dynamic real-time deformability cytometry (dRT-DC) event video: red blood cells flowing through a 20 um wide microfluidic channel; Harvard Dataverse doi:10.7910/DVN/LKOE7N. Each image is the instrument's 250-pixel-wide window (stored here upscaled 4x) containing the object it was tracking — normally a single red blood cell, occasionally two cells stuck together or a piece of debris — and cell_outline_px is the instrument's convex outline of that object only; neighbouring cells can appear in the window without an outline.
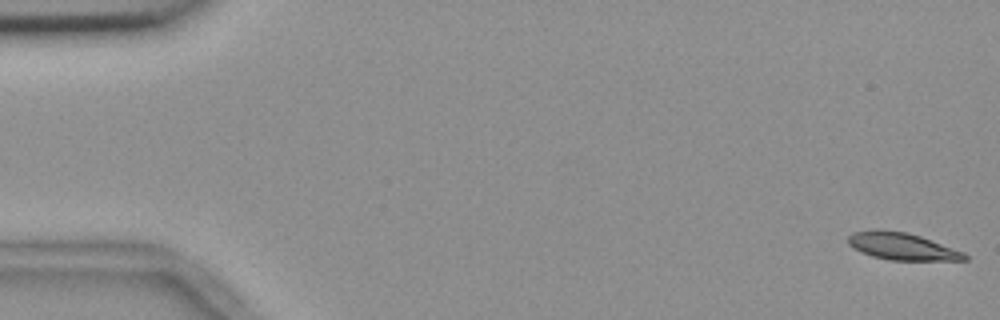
{"species": "common noctule bat (a hibernating species)", "species_latin": "Nyctalus noctula", "temperature_condition": "room temperature", "stored_images_in_passage": 27, "camera_frame_rate_fps": 3000, "um_per_image_px": 0.085, "animal": {"sex": "female", "body_mass_g": 18.4}, "frame": {"image": 1, "passage_image": 1, "time_ms": 0.0, "image_size_px": [1000, 320], "cell_outline_px": [[968, 260], [888, 260], [872, 256], [860, 252], [852, 248], [848, 244], [848, 236], [852, 232], [872, 228], [880, 228], [908, 232], [920, 236], [964, 252], [968, 256]], "centroid_in_image_um": [76.6, 20.91], "position_along_channel_um": 8.4, "area_um2": 18.79}}
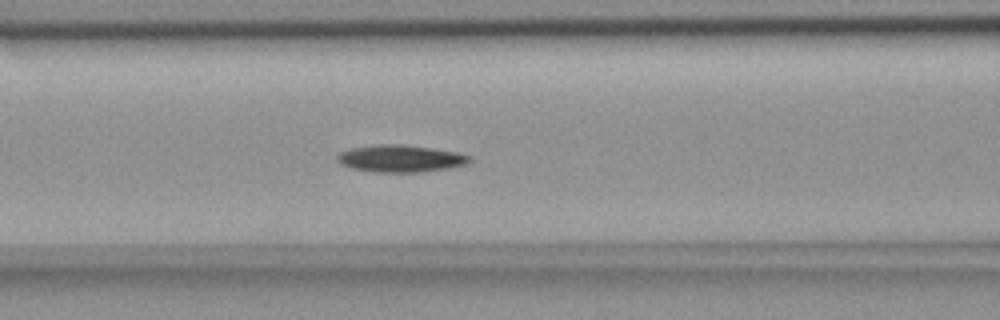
{"frame": {"image": 2, "passage_image": 23, "time_ms": 7.333, "image_size_px": [1000, 320], "cell_outline_px": [[472, 160], [468, 164], [452, 168], [416, 172], [376, 172], [352, 168], [340, 164], [336, 160], [336, 156], [340, 152], [352, 148], [376, 144], [404, 144], [432, 148], [456, 152], [472, 156]], "centroid_in_image_um": [34.07, 13.47], "position_along_channel_um": 132.5, "area_um2": 21.1}}
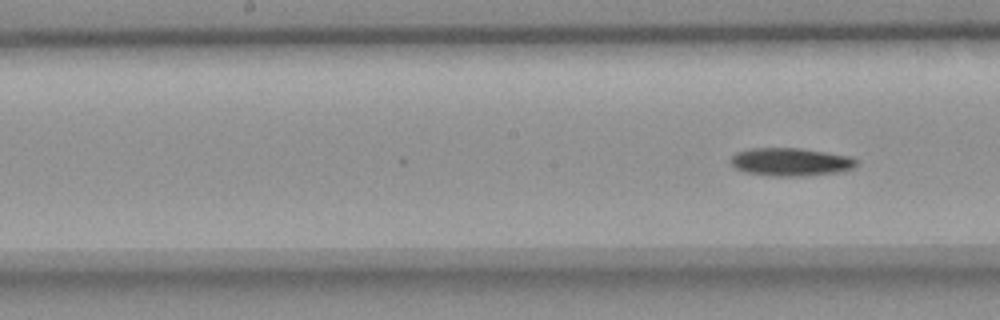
{"frame": {"image": 3, "passage_image": 27, "time_ms": 8.667, "image_size_px": [1000, 320], "cell_outline_px": [[860, 164], [852, 168], [836, 172], [804, 176], [772, 176], [744, 172], [736, 168], [728, 160], [736, 152], [748, 148], [800, 148], [852, 156]], "centroid_in_image_um": [67.19, 13.75], "position_along_channel_um": 181.0, "area_um2": 20.69}}